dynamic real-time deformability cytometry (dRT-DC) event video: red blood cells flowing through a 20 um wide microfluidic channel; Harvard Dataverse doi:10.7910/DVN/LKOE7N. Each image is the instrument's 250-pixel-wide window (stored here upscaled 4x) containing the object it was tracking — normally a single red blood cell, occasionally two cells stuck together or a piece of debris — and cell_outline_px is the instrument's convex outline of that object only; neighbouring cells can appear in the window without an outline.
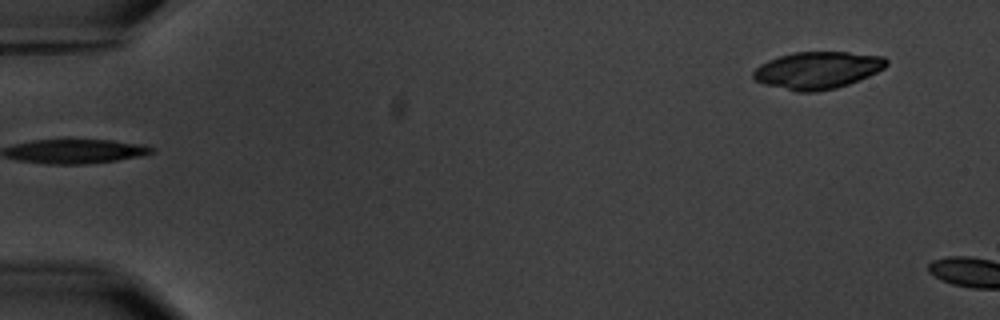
{"species": "common noctule bat (a hibernating species)", "species_latin": "Nyctalus noctula", "temperature_condition": "warm", "stored_images_in_passage": 6, "segment_of_instrument_passage": [2, 2], "camera_frame_rate_fps": 3000, "um_per_image_px": 0.085, "animal": {"sex": "male", "body_mass_g": 20.1, "forearm_length_mm": 53.5}, "frame": {"image": 1, "passage_image": 6, "time_ms": 6.667, "image_size_px": [1000, 320], "cell_outline_px": [[888, 64], [884, 68], [868, 76], [848, 84], [836, 88], [816, 92], [796, 92], [764, 84], [752, 80], [752, 72], [760, 64], [768, 60], [792, 52], [848, 52], [884, 56], [888, 60]], "centroid_in_image_um": [69.46, 5.97], "position_along_channel_um": 15.5, "area_um2": 29.02}}